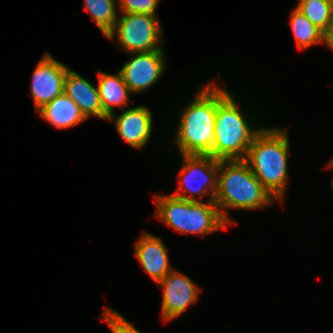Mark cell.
Instances as JSON below:
<instances>
[{"instance_id": "obj_1", "label": "cell", "mask_w": 333, "mask_h": 333, "mask_svg": "<svg viewBox=\"0 0 333 333\" xmlns=\"http://www.w3.org/2000/svg\"><path fill=\"white\" fill-rule=\"evenodd\" d=\"M286 129L264 128L254 137L245 161L265 189L284 201L288 177L289 140Z\"/></svg>"}, {"instance_id": "obj_2", "label": "cell", "mask_w": 333, "mask_h": 333, "mask_svg": "<svg viewBox=\"0 0 333 333\" xmlns=\"http://www.w3.org/2000/svg\"><path fill=\"white\" fill-rule=\"evenodd\" d=\"M274 201L245 160H219L214 202L229 224L235 222L229 218L228 209H261Z\"/></svg>"}, {"instance_id": "obj_3", "label": "cell", "mask_w": 333, "mask_h": 333, "mask_svg": "<svg viewBox=\"0 0 333 333\" xmlns=\"http://www.w3.org/2000/svg\"><path fill=\"white\" fill-rule=\"evenodd\" d=\"M216 110L217 84L210 82L183 108L175 136L179 154L212 156Z\"/></svg>"}, {"instance_id": "obj_4", "label": "cell", "mask_w": 333, "mask_h": 333, "mask_svg": "<svg viewBox=\"0 0 333 333\" xmlns=\"http://www.w3.org/2000/svg\"><path fill=\"white\" fill-rule=\"evenodd\" d=\"M234 97L217 85V110L212 157L245 160L254 137L263 129L252 127Z\"/></svg>"}, {"instance_id": "obj_5", "label": "cell", "mask_w": 333, "mask_h": 333, "mask_svg": "<svg viewBox=\"0 0 333 333\" xmlns=\"http://www.w3.org/2000/svg\"><path fill=\"white\" fill-rule=\"evenodd\" d=\"M156 217L184 234L209 235L230 225L214 201H188L169 195H156Z\"/></svg>"}, {"instance_id": "obj_6", "label": "cell", "mask_w": 333, "mask_h": 333, "mask_svg": "<svg viewBox=\"0 0 333 333\" xmlns=\"http://www.w3.org/2000/svg\"><path fill=\"white\" fill-rule=\"evenodd\" d=\"M118 16L112 31L106 36L115 41L129 53L163 50V31L158 16L151 14H122ZM162 37V38H161Z\"/></svg>"}, {"instance_id": "obj_7", "label": "cell", "mask_w": 333, "mask_h": 333, "mask_svg": "<svg viewBox=\"0 0 333 333\" xmlns=\"http://www.w3.org/2000/svg\"><path fill=\"white\" fill-rule=\"evenodd\" d=\"M182 158L184 163L178 177L180 191L171 195L195 202L202 201V196L209 195L208 200L214 201L219 160L210 155H182Z\"/></svg>"}, {"instance_id": "obj_8", "label": "cell", "mask_w": 333, "mask_h": 333, "mask_svg": "<svg viewBox=\"0 0 333 333\" xmlns=\"http://www.w3.org/2000/svg\"><path fill=\"white\" fill-rule=\"evenodd\" d=\"M164 53V50L132 53V58L119 70L132 94L147 90L162 77L167 65Z\"/></svg>"}, {"instance_id": "obj_9", "label": "cell", "mask_w": 333, "mask_h": 333, "mask_svg": "<svg viewBox=\"0 0 333 333\" xmlns=\"http://www.w3.org/2000/svg\"><path fill=\"white\" fill-rule=\"evenodd\" d=\"M157 284L163 290L161 318L164 322L180 317L198 300L200 288L190 277L174 269Z\"/></svg>"}, {"instance_id": "obj_10", "label": "cell", "mask_w": 333, "mask_h": 333, "mask_svg": "<svg viewBox=\"0 0 333 333\" xmlns=\"http://www.w3.org/2000/svg\"><path fill=\"white\" fill-rule=\"evenodd\" d=\"M70 68L55 60L47 51L37 64L31 76V96L35 103V111L63 93L64 79Z\"/></svg>"}, {"instance_id": "obj_11", "label": "cell", "mask_w": 333, "mask_h": 333, "mask_svg": "<svg viewBox=\"0 0 333 333\" xmlns=\"http://www.w3.org/2000/svg\"><path fill=\"white\" fill-rule=\"evenodd\" d=\"M107 121H114L115 129L122 139L135 149H142L150 141L153 115L145 106H136L124 110L120 115L108 116Z\"/></svg>"}, {"instance_id": "obj_12", "label": "cell", "mask_w": 333, "mask_h": 333, "mask_svg": "<svg viewBox=\"0 0 333 333\" xmlns=\"http://www.w3.org/2000/svg\"><path fill=\"white\" fill-rule=\"evenodd\" d=\"M134 252L143 269L156 283L173 270L169 265L168 251L158 237L143 232L134 244Z\"/></svg>"}, {"instance_id": "obj_13", "label": "cell", "mask_w": 333, "mask_h": 333, "mask_svg": "<svg viewBox=\"0 0 333 333\" xmlns=\"http://www.w3.org/2000/svg\"><path fill=\"white\" fill-rule=\"evenodd\" d=\"M63 92L78 105L86 119L96 117L107 120L108 116L103 111L98 87L77 72L71 69L67 71Z\"/></svg>"}, {"instance_id": "obj_14", "label": "cell", "mask_w": 333, "mask_h": 333, "mask_svg": "<svg viewBox=\"0 0 333 333\" xmlns=\"http://www.w3.org/2000/svg\"><path fill=\"white\" fill-rule=\"evenodd\" d=\"M42 120H46L55 128L74 127L87 119L78 105L64 92L37 111Z\"/></svg>"}, {"instance_id": "obj_15", "label": "cell", "mask_w": 333, "mask_h": 333, "mask_svg": "<svg viewBox=\"0 0 333 333\" xmlns=\"http://www.w3.org/2000/svg\"><path fill=\"white\" fill-rule=\"evenodd\" d=\"M97 75V87L104 113L107 116L113 114V106L119 107L123 111L129 102V95L132 93L124 82L121 72L113 75L99 70Z\"/></svg>"}, {"instance_id": "obj_16", "label": "cell", "mask_w": 333, "mask_h": 333, "mask_svg": "<svg viewBox=\"0 0 333 333\" xmlns=\"http://www.w3.org/2000/svg\"><path fill=\"white\" fill-rule=\"evenodd\" d=\"M290 17L292 33L298 49L302 50L315 44H323V32L296 7Z\"/></svg>"}, {"instance_id": "obj_17", "label": "cell", "mask_w": 333, "mask_h": 333, "mask_svg": "<svg viewBox=\"0 0 333 333\" xmlns=\"http://www.w3.org/2000/svg\"><path fill=\"white\" fill-rule=\"evenodd\" d=\"M115 0H84V9L92 17L97 27L106 37L118 19Z\"/></svg>"}, {"instance_id": "obj_18", "label": "cell", "mask_w": 333, "mask_h": 333, "mask_svg": "<svg viewBox=\"0 0 333 333\" xmlns=\"http://www.w3.org/2000/svg\"><path fill=\"white\" fill-rule=\"evenodd\" d=\"M296 8L324 32L333 14V0H300Z\"/></svg>"}, {"instance_id": "obj_19", "label": "cell", "mask_w": 333, "mask_h": 333, "mask_svg": "<svg viewBox=\"0 0 333 333\" xmlns=\"http://www.w3.org/2000/svg\"><path fill=\"white\" fill-rule=\"evenodd\" d=\"M121 14H151L156 15L159 0H117Z\"/></svg>"}, {"instance_id": "obj_20", "label": "cell", "mask_w": 333, "mask_h": 333, "mask_svg": "<svg viewBox=\"0 0 333 333\" xmlns=\"http://www.w3.org/2000/svg\"><path fill=\"white\" fill-rule=\"evenodd\" d=\"M113 333H141L130 322H128L119 312L107 307L102 317Z\"/></svg>"}, {"instance_id": "obj_21", "label": "cell", "mask_w": 333, "mask_h": 333, "mask_svg": "<svg viewBox=\"0 0 333 333\" xmlns=\"http://www.w3.org/2000/svg\"><path fill=\"white\" fill-rule=\"evenodd\" d=\"M323 43L333 51V14L326 30L323 32Z\"/></svg>"}, {"instance_id": "obj_22", "label": "cell", "mask_w": 333, "mask_h": 333, "mask_svg": "<svg viewBox=\"0 0 333 333\" xmlns=\"http://www.w3.org/2000/svg\"><path fill=\"white\" fill-rule=\"evenodd\" d=\"M327 166H328V168L330 167L333 169V158H331V160H330V162H328ZM331 184H332V188H333V178H332Z\"/></svg>"}]
</instances>
